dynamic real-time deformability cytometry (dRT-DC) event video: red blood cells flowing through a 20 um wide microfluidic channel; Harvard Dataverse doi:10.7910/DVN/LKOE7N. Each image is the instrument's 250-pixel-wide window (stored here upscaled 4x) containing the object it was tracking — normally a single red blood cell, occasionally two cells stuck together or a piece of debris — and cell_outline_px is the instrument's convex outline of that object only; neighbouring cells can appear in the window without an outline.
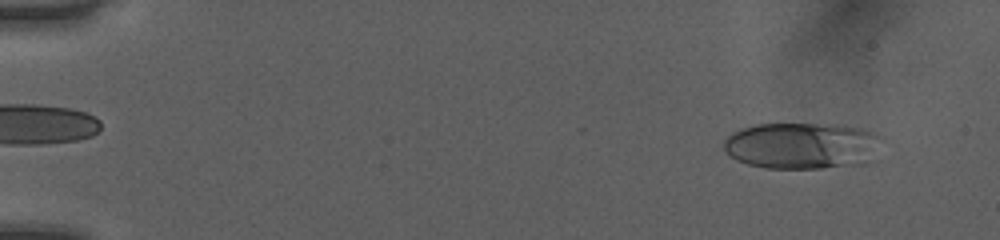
{"species": "human", "species_latin": "Homo sapiens", "temperature_condition": "room temperature", "stored_images_in_passage": 50, "camera_frame_rate_fps": 3000, "um_per_image_px": 0.085, "donor": {"sex": "female"}, "frame": {"image": 1, "passage_image": 4, "time_ms": 1.0, "image_size_px": [1000, 240], "cell_outline_px": [[876, 136], [864, 148], [840, 164], [820, 168], [768, 168], [748, 164], [736, 160], [724, 148], [724, 140], [732, 132], [756, 124], [844, 124], [864, 128], [872, 132]], "centroid_in_image_um": [67.74, 12.3], "position_along_channel_um": 17.3, "area_um2": 39.36}}
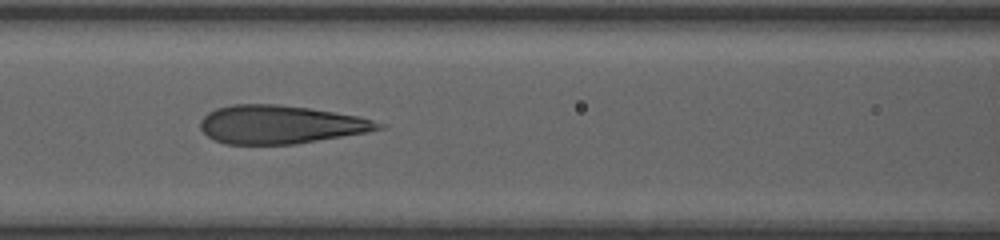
{"frame": {"image": 2, "passage_image": 23, "time_ms": 7.333, "image_size_px": [1000, 240], "cell_outline_px": [[388, 124], [384, 128], [368, 132], [296, 144], [224, 144], [208, 136], [200, 128], [200, 120], [208, 112], [216, 108], [232, 104], [276, 104], [312, 108], [356, 116]], "centroid_in_image_um": [23.85, 10.58], "position_along_channel_um": 142.8, "area_um2": 39.88}}
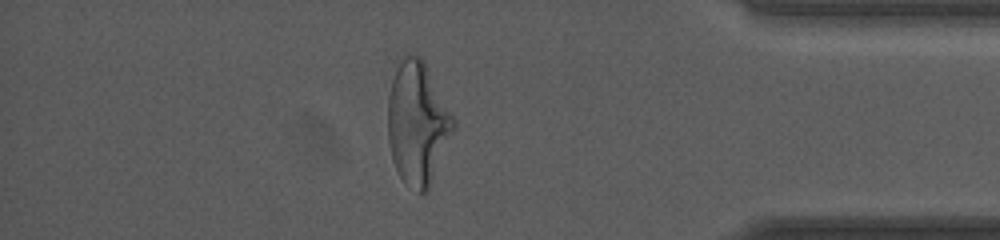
{"frame": {"image": 3, "passage_image": 44, "time_ms": 14.333, "image_size_px": [1000, 240], "cell_outline_px": [[456, 124], [428, 188], [424, 192], [420, 192], [404, 184], [396, 172], [392, 160], [388, 140], [388, 96], [392, 80], [400, 56], [408, 52], [412, 52], [420, 56], [424, 60], [456, 120]], "centroid_in_image_um": [35.46, 10.4], "position_along_channel_um": 399.7, "area_um2": 47.05}, "authors_computed_cell_mechanics": {"area_um2": 40.5756, "velocity_mm_per_s": 4.0591, "shape_relaxation_time_tau1_ms": 5.0316, "shape_relaxation_time_tau2_ms": 0.7292, "deformation_change_tau1": 0.2014, "deformation_change_tau2": 0.0964}}